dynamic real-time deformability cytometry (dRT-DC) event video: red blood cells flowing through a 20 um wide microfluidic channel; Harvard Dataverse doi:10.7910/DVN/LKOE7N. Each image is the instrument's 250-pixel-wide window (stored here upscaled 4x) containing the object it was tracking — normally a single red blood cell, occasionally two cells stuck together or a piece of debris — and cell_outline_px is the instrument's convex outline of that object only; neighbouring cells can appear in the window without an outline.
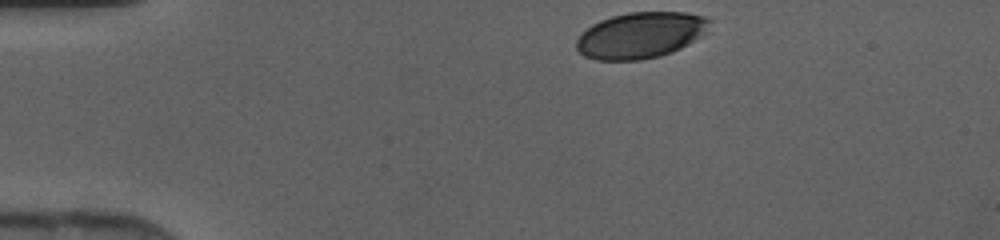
{"species": "human", "species_latin": "Homo sapiens", "temperature_condition": "cold", "stored_images_in_passage": 30, "camera_frame_rate_fps": 3000, "um_per_image_px": 0.085, "donor": {"sex": "female"}, "frame": {"image": 1, "passage_image": 1, "time_ms": 0.0, "image_size_px": [1000, 240], "cell_outline_px": [[712, 20], [704, 32], [700, 36], [688, 44], [672, 52], [660, 56], [640, 60], [596, 60], [584, 56], [576, 48], [576, 40], [592, 24], [600, 20], [612, 16], [628, 12], [684, 12], [704, 16]], "centroid_in_image_um": [54.44, 2.99], "position_along_channel_um": 30.6, "area_um2": 35.6}}
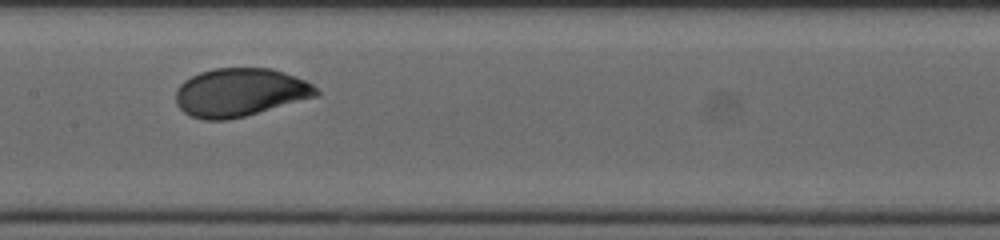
{"frame": {"image": 2, "passage_image": 16, "time_ms": 5.0, "image_size_px": [1000, 240], "cell_outline_px": [[320, 92], [316, 96], [244, 116], [228, 120], [204, 120], [192, 116], [184, 112], [176, 104], [176, 88], [184, 80], [200, 72], [216, 68], [272, 68], [296, 76], [312, 84]], "centroid_in_image_um": [20.37, 7.85], "position_along_channel_um": 187.0, "area_um2": 39.3}}
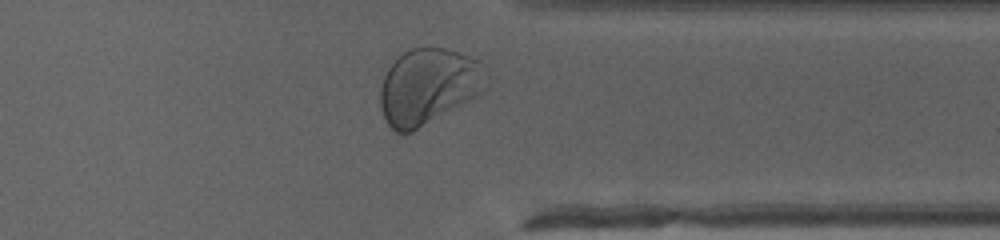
{"frame": {"image": 3, "passage_image": 29, "time_ms": 9.333, "image_size_px": [1000, 240], "cell_outline_px": [[488, 88], [476, 96], [412, 132], [396, 132], [388, 124], [384, 116], [380, 104], [380, 88], [384, 76], [388, 68], [404, 52], [412, 48], [444, 48], [480, 60], [488, 68]], "centroid_in_image_um": [36.46, 7.33], "position_along_channel_um": 374.9, "area_um2": 46.88}}